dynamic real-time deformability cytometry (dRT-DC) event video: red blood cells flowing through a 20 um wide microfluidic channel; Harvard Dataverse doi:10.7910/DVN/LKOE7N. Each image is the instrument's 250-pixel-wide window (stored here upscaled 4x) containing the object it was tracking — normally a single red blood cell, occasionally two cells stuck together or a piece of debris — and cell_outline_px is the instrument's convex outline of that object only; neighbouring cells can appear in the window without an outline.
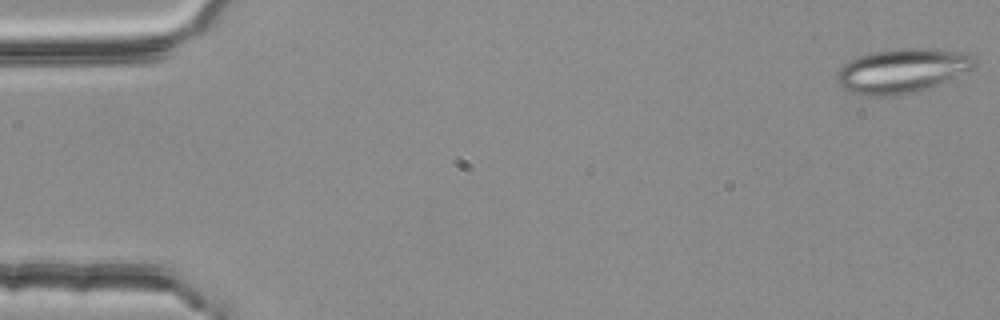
{"species": "common noctule bat (a hibernating species)", "species_latin": "Nyctalus noctula", "temperature_condition": "room temperature", "stored_images_in_passage": 6, "camera_frame_rate_fps": 3000, "um_per_image_px": 0.085, "animal": {"sex": "female", "body_mass_g": 25.1}, "frame": {"image": 1, "passage_image": 1, "time_ms": 0.0, "image_size_px": [1000, 320], "cell_outline_px": [[976, 64], [972, 68], [928, 88], [916, 92], [884, 96], [872, 96], [852, 92], [844, 88], [836, 80], [836, 72], [848, 60], [872, 52], [900, 48], [928, 48], [968, 52], [976, 56]], "centroid_in_image_um": [76.68, 5.99], "position_along_channel_um": 8.3, "area_um2": 35.37}}